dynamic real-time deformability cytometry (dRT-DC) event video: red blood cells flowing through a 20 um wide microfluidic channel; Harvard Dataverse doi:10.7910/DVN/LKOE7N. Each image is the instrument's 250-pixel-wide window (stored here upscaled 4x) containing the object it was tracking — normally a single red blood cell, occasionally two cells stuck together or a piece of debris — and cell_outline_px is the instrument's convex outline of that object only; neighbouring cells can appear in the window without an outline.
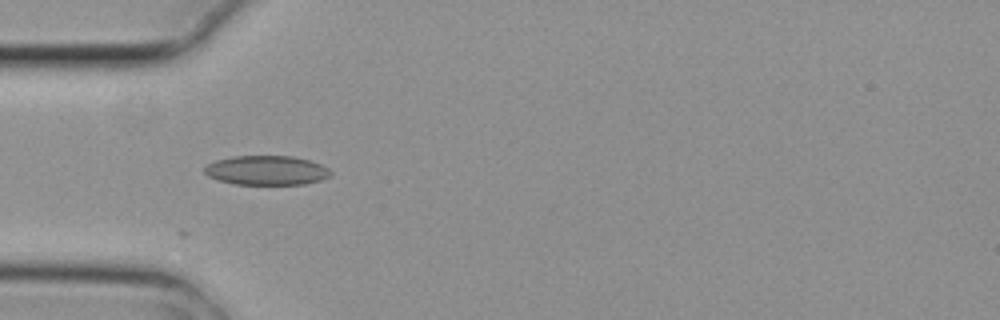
{"species": "common noctule bat (a hibernating species)", "species_latin": "Nyctalus noctula", "temperature_condition": "cold", "stored_images_in_passage": 4, "camera_frame_rate_fps": 3000, "um_per_image_px": 0.085, "animal": {"sex": "female", "body_mass_g": 29.2, "forearm_length_mm": 56.3}, "frame": {"image": 1, "passage_image": 3, "time_ms": 0.667, "image_size_px": [1000, 320], "cell_outline_px": [[332, 176], [320, 180], [304, 184], [236, 184], [220, 180], [208, 176], [204, 172], [204, 168], [208, 164], [216, 160], [232, 156], [292, 156], [308, 160], [320, 164], [328, 168], [332, 172]], "centroid_in_image_um": [22.67, 14.47], "position_along_channel_um": 62.3, "area_um2": 21.5}}